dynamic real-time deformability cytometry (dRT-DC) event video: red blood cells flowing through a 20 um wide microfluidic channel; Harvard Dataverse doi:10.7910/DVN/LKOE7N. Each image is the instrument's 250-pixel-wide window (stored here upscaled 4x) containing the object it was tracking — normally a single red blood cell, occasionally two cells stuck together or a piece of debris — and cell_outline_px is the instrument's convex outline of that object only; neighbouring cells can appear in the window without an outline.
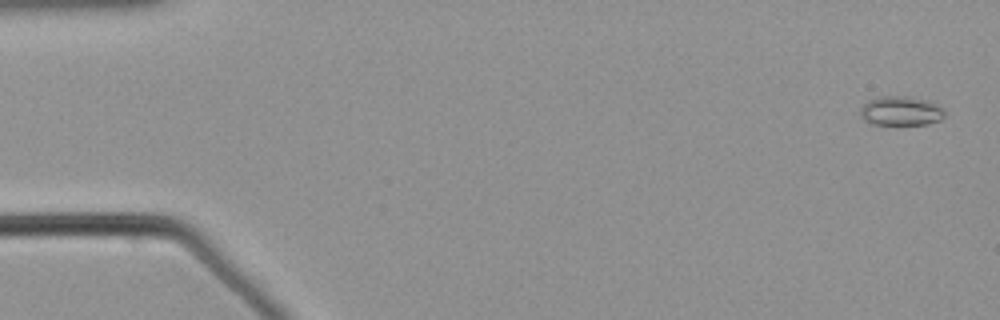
{"species": "common noctule bat (a hibernating species)", "species_latin": "Nyctalus noctula", "temperature_condition": "warm", "stored_images_in_passage": 55, "camera_frame_rate_fps": 3000, "um_per_image_px": 0.085, "animal": {"sex": "male", "body_mass_g": 21.5, "forearm_length_mm": 52.0}, "frame": {"image": 1, "passage_image": 2, "time_ms": 0.333, "image_size_px": [1000, 320], "cell_outline_px": [[948, 112], [940, 120], [928, 124], [872, 124], [864, 120], [860, 116], [860, 108], [868, 100], [876, 96], [912, 96], [928, 100], [944, 108]], "centroid_in_image_um": [76.6, 9.41], "position_along_channel_um": 8.4, "area_um2": 14.74}}
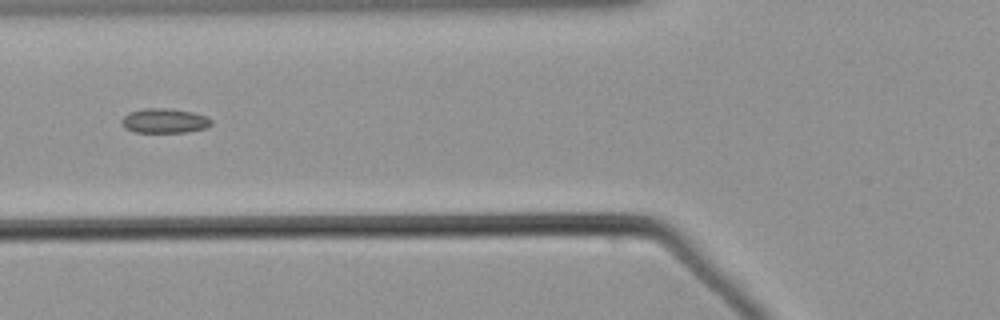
{"frame": {"image": 2, "passage_image": 22, "time_ms": 7.0, "image_size_px": [1000, 320], "cell_outline_px": [[212, 124], [208, 128], [188, 132], [136, 132], [124, 128], [120, 124], [120, 120], [128, 112], [144, 108], [172, 108], [192, 112], [204, 116], [212, 120]], "centroid_in_image_um": [13.96, 10.26], "position_along_channel_um": 111.8, "area_um2": 13.06}}
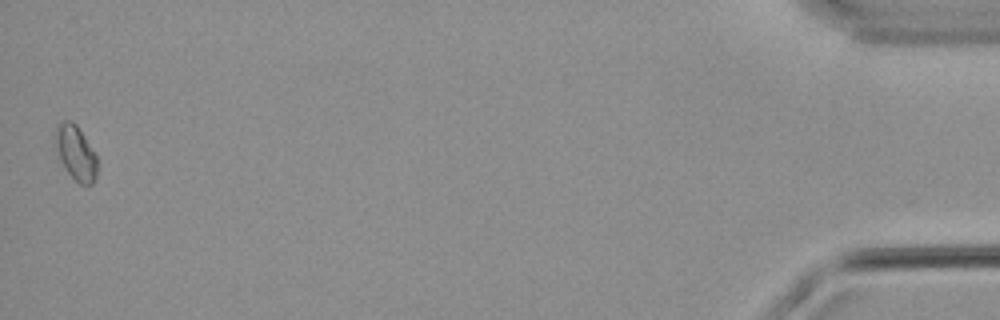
{"frame": {"image": 3, "passage_image": 55, "time_ms": 18.0, "image_size_px": [1000, 320], "cell_outline_px": [[96, 176], [92, 184], [80, 184], [64, 168], [60, 160], [56, 148], [56, 124], [64, 120], [72, 120], [76, 124], [96, 156]], "centroid_in_image_um": [6.42, 12.97], "position_along_channel_um": 428.8, "area_um2": 12.95}}